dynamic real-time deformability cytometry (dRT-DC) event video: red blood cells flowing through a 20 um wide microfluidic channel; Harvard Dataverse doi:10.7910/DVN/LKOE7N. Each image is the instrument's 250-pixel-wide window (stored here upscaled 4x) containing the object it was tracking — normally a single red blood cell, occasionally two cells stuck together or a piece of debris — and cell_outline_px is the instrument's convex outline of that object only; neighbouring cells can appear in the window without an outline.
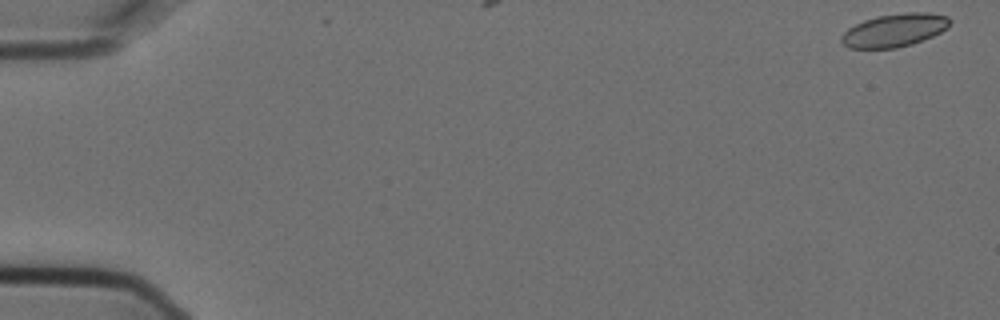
{"species": "Egyptian fruit bat (a non-hibernating species)", "species_latin": "Rousettus aegyptiacus", "temperature_condition": "cold", "stored_images_in_passage": 2, "camera_frame_rate_fps": 3000, "um_per_image_px": 0.085, "animal": {"sex": "female"}, "frame": {"image": 1, "passage_image": 1, "time_ms": 0.0, "image_size_px": [1000, 320], "cell_outline_px": [[952, 20], [948, 28], [932, 36], [912, 44], [896, 48], [848, 48], [840, 40], [840, 36], [848, 28], [864, 20], [876, 16], [904, 12], [928, 12], [948, 16]], "centroid_in_image_um": [76.04, 2.56], "position_along_channel_um": 9.0, "area_um2": 21.04}}